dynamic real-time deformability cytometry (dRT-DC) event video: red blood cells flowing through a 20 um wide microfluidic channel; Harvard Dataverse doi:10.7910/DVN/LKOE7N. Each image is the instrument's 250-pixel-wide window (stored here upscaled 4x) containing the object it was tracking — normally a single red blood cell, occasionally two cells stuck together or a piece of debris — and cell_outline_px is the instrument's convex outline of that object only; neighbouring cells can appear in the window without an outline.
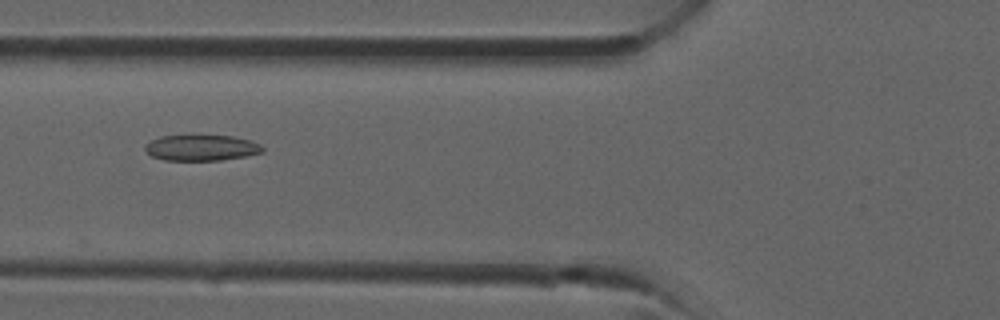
{"species": "common noctule bat (a hibernating species)", "species_latin": "Nyctalus noctula", "temperature_condition": "room temperature", "stored_images_in_passage": 28, "camera_frame_rate_fps": 3000, "um_per_image_px": 0.085, "animal": {"sex": "male", "forearm_length_mm": 52.5}, "frame": {"image": 1, "passage_image": 6, "time_ms": 1.667, "image_size_px": [1000, 320], "cell_outline_px": [[264, 152], [244, 156], [220, 160], [164, 160], [152, 156], [144, 148], [144, 144], [148, 140], [160, 136], [232, 136], [252, 140], [260, 144], [264, 148]], "centroid_in_image_um": [17.11, 12.55], "position_along_channel_um": 108.7, "area_um2": 17.69}}
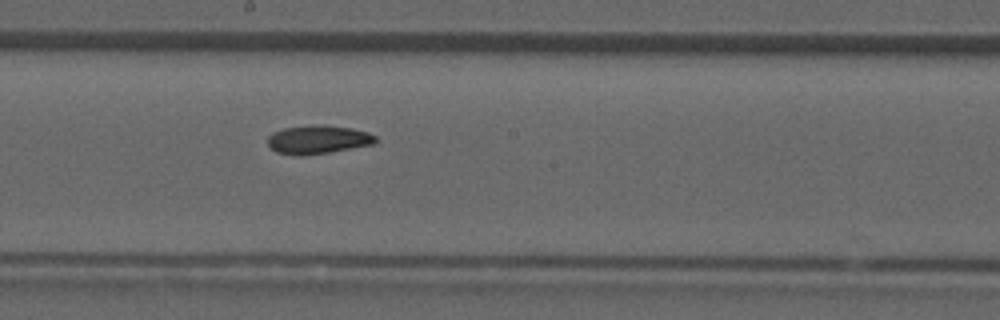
{"frame": {"image": 2, "passage_image": 12, "time_ms": 3.667, "image_size_px": [1000, 320], "cell_outline_px": [[376, 140], [372, 144], [328, 152], [304, 156], [300, 156], [276, 152], [268, 144], [268, 136], [272, 132], [284, 128], [320, 124], [324, 124], [352, 128], [368, 132], [376, 136]], "centroid_in_image_um": [27.0, 11.85], "position_along_channel_um": 221.2, "area_um2": 17.86}}
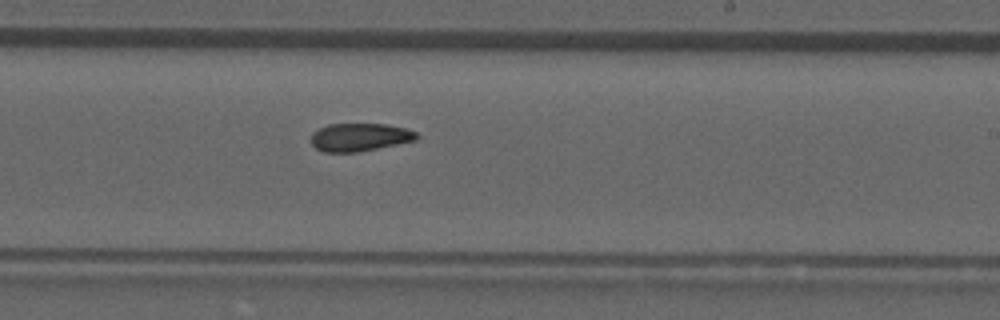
{"frame": {"image": 3, "passage_image": 14, "time_ms": 4.333, "image_size_px": [1000, 320], "cell_outline_px": [[420, 136], [416, 140], [360, 152], [324, 152], [316, 148], [312, 144], [312, 132], [328, 124], [384, 124], [404, 128], [416, 132]], "centroid_in_image_um": [30.58, 11.66], "position_along_channel_um": 258.4, "area_um2": 17.17}}